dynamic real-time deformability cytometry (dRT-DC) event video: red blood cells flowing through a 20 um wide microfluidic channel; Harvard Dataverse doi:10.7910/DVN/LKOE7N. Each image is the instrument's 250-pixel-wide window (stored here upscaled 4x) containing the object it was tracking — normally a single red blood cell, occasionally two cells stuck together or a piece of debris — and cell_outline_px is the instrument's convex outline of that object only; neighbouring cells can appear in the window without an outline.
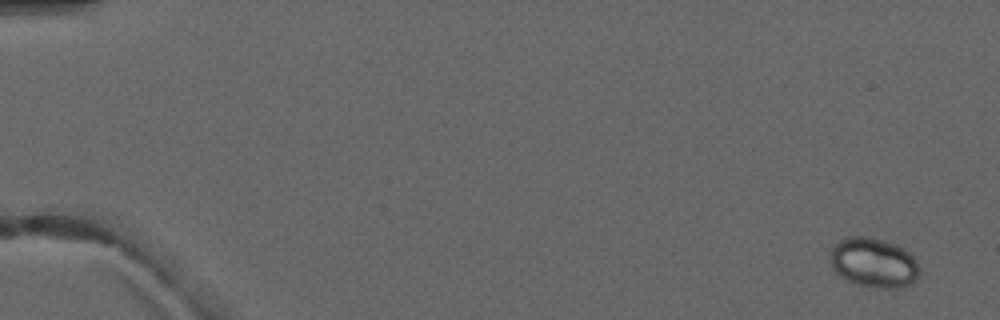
{"species": "common noctule bat (a hibernating species)", "species_latin": "Nyctalus noctula", "temperature_condition": "warm", "stored_images_in_passage": 5, "camera_frame_rate_fps": 3000, "um_per_image_px": 0.085, "animal": {"sex": "male", "forearm_length_mm": 52.5}, "frame": {"image": 1, "passage_image": 1, "time_ms": 0.0, "image_size_px": [1000, 320], "cell_outline_px": [[920, 272], [916, 280], [912, 284], [896, 288], [880, 288], [856, 284], [840, 276], [832, 268], [832, 244], [848, 236], [872, 236], [896, 244], [908, 252], [916, 260], [920, 268]], "centroid_in_image_um": [74.28, 22.32], "position_along_channel_um": 10.7, "area_um2": 25.95}}